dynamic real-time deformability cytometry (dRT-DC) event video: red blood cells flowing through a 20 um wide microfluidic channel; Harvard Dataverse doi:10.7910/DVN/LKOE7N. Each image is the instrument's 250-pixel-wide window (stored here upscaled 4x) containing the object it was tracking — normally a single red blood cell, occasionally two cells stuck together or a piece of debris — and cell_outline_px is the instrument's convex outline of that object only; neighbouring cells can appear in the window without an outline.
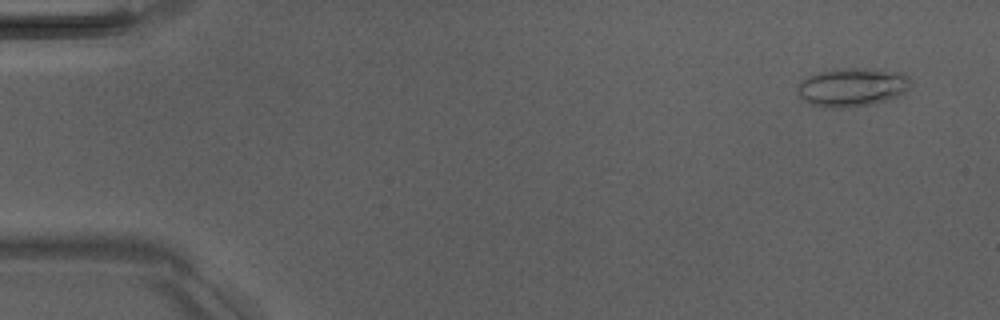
{"species": "Egyptian fruit bat (a non-hibernating species)", "species_latin": "Rousettus aegyptiacus", "temperature_condition": "room temperature", "stored_images_in_passage": 4, "camera_frame_rate_fps": 3000, "um_per_image_px": 0.085, "animal": {"sex": "male"}, "frame": {"image": 1, "passage_image": 1, "time_ms": 0.0, "image_size_px": [1000, 320], "cell_outline_px": [[908, 88], [904, 92], [896, 96], [876, 104], [848, 108], [832, 108], [812, 104], [800, 100], [796, 88], [808, 76], [832, 68], [872, 68], [904, 72], [908, 76]], "centroid_in_image_um": [72.42, 7.41], "position_along_channel_um": 12.6, "area_um2": 25.72}}